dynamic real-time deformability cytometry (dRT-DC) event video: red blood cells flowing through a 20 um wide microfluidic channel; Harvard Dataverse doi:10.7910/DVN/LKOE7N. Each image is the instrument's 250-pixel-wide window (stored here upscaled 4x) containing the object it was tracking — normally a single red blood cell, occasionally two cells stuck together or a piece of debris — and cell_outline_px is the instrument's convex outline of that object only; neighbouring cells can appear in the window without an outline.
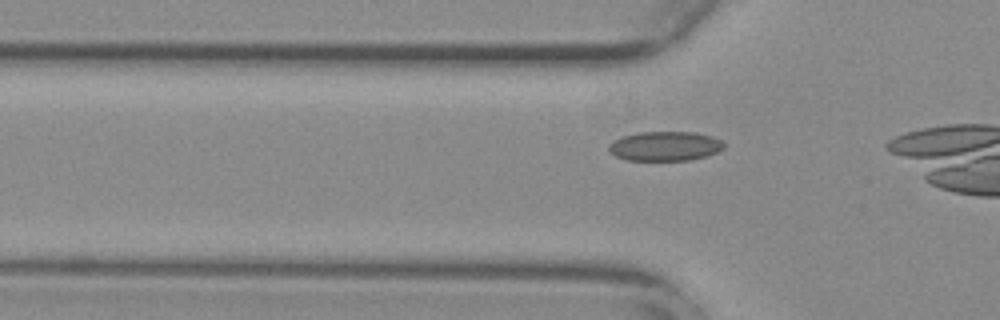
{"species": "common noctule bat (a hibernating species)", "species_latin": "Nyctalus noctula", "temperature_condition": "warm", "stored_images_in_passage": 12, "camera_frame_rate_fps": 3000, "um_per_image_px": 0.085, "animal": {"sex": "female", "body_mass_g": 29.2, "forearm_length_mm": 56.3}, "frame": {"image": 1, "passage_image": 10, "time_ms": 3.0, "image_size_px": [1000, 320], "cell_outline_px": [[724, 148], [708, 156], [688, 160], [628, 160], [616, 156], [608, 152], [608, 144], [612, 140], [636, 132], [692, 132], [712, 136], [720, 140], [724, 144]], "centroid_in_image_um": [56.49, 12.42], "position_along_channel_um": 69.3, "area_um2": 19.83}}